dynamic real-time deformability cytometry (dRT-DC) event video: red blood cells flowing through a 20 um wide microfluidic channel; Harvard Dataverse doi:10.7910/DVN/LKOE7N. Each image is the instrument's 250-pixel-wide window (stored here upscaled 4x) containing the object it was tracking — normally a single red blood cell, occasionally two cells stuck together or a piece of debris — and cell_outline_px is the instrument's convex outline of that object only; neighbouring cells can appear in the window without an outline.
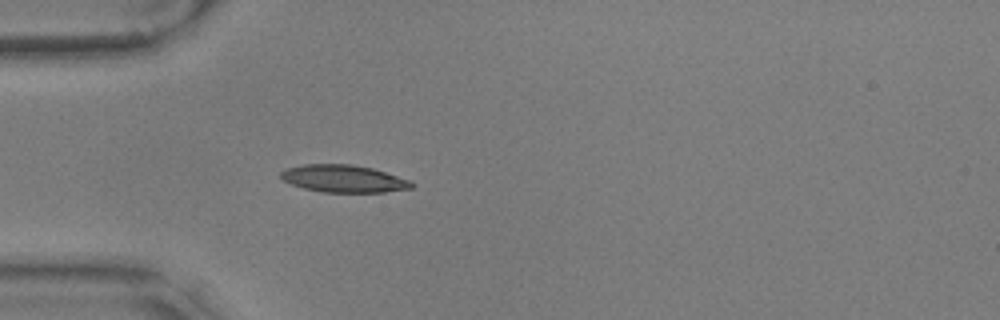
{"species": "common noctule bat (a hibernating species)", "species_latin": "Nyctalus noctula", "temperature_condition": "warm", "stored_images_in_passage": 41, "camera_frame_rate_fps": 3000, "um_per_image_px": 0.085, "animal": {"sex": "male", "body_mass_g": 17.9, "forearm_length_mm": 54.2}, "frame": {"image": 1, "passage_image": 1, "time_ms": 0.0, "image_size_px": [1000, 320], "cell_outline_px": [[416, 184], [412, 188], [384, 192], [324, 192], [304, 188], [292, 184], [284, 180], [280, 176], [280, 172], [284, 168], [304, 164], [352, 164], [372, 168], [408, 180]], "centroid_in_image_um": [29.18, 15.18], "position_along_channel_um": 55.8, "area_um2": 20.75}}
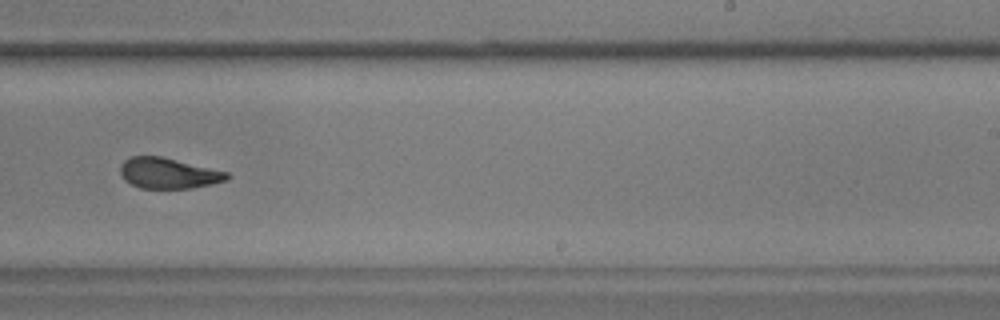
{"frame": {"image": 2, "passage_image": 20, "time_ms": 6.333, "image_size_px": [1000, 320], "cell_outline_px": [[232, 176], [228, 180], [212, 184], [192, 188], [140, 188], [124, 180], [120, 172], [120, 164], [124, 160], [132, 156], [160, 156], [228, 172]], "centroid_in_image_um": [14.32, 14.73], "position_along_channel_um": 274.7, "area_um2": 19.07}}
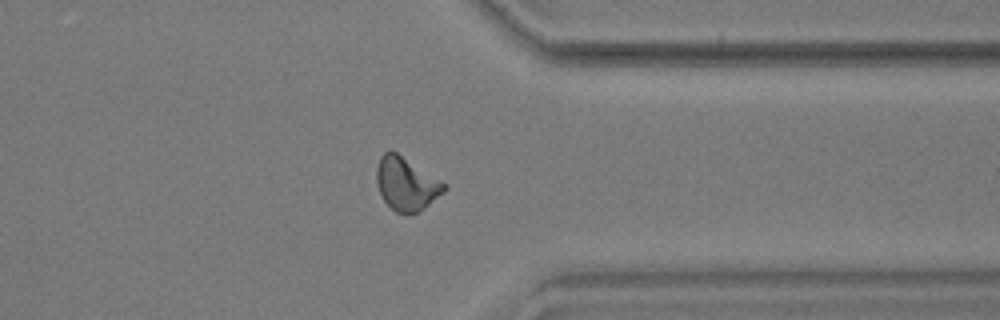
{"frame": {"image": 3, "passage_image": 29, "time_ms": 9.333, "image_size_px": [1000, 320], "cell_outline_px": [[448, 188], [444, 192], [420, 212], [396, 212], [384, 200], [380, 192], [376, 180], [376, 168], [380, 156], [388, 148], [396, 152], [448, 184]], "centroid_in_image_um": [34.55, 15.59], "position_along_channel_um": 376.8, "area_um2": 20.92}, "authors_computed_cell_mechanics": {"area_um2": 20.1144, "velocity_mm_per_s": 3.5478, "shape_relaxation_time_tau1_ms": 6.2795, "shape_relaxation_time_tau2_ms": 1.6272, "deformation_change_tau1": 0.1758, "deformation_change_tau2": 0.0713}}